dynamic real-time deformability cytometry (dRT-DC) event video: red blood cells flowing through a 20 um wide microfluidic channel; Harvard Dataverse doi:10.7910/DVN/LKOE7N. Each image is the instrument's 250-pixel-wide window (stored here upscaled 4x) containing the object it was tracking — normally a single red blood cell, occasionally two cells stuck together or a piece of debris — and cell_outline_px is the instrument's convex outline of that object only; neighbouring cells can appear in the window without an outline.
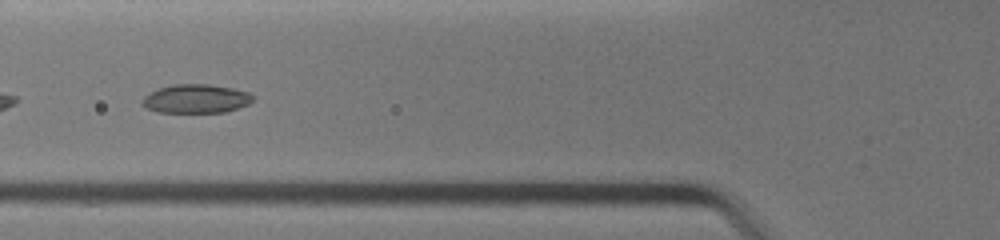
{"species": "common noctule bat (a hibernating species)", "species_latin": "Nyctalus noctula", "temperature_condition": "warm", "stored_images_in_passage": 8, "camera_frame_rate_fps": 3000, "um_per_image_px": 0.085, "animal": {"sex": "female", "body_mass_g": 19.0, "forearm_length_mm": 51.5}, "frame": {"image": 1, "passage_image": 4, "time_ms": 1.0, "image_size_px": [1000, 240], "cell_outline_px": [[256, 96], [248, 104], [224, 112], [156, 112], [144, 108], [140, 104], [144, 96], [160, 88], [172, 84], [208, 84], [232, 88], [248, 92]], "centroid_in_image_um": [16.63, 8.39], "position_along_channel_um": 109.2, "area_um2": 18.55}}